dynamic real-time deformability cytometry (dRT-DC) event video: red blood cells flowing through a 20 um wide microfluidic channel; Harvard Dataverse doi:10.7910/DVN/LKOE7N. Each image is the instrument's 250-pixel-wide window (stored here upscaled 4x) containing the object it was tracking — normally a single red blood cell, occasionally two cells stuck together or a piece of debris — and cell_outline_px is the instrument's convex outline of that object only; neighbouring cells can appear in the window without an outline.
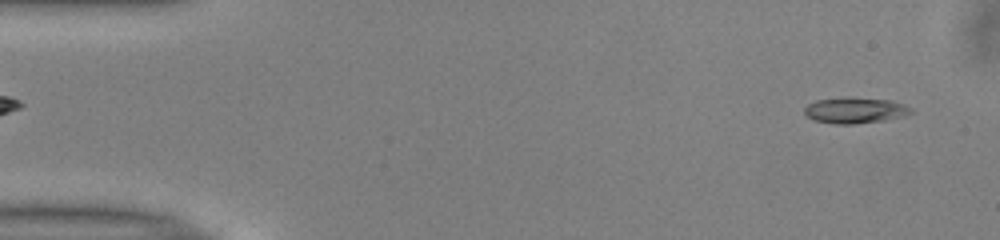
{"species": "common noctule bat (a hibernating species)", "species_latin": "Nyctalus noctula", "temperature_condition": "warm", "stored_images_in_passage": 50, "camera_frame_rate_fps": 3000, "um_per_image_px": 0.085, "animal": {"sex": "male", "body_mass_g": 13.0, "forearm_length_mm": 53.1}, "frame": {"image": 1, "passage_image": 2, "time_ms": 0.333, "image_size_px": [1000, 240], "cell_outline_px": [[912, 112], [904, 116], [884, 120], [852, 124], [836, 124], [812, 120], [804, 112], [804, 108], [808, 104], [816, 100], [844, 96], [852, 96], [892, 100], [904, 104], [912, 108]], "centroid_in_image_um": [72.67, 9.35], "position_along_channel_um": 12.3, "area_um2": 16.42}}
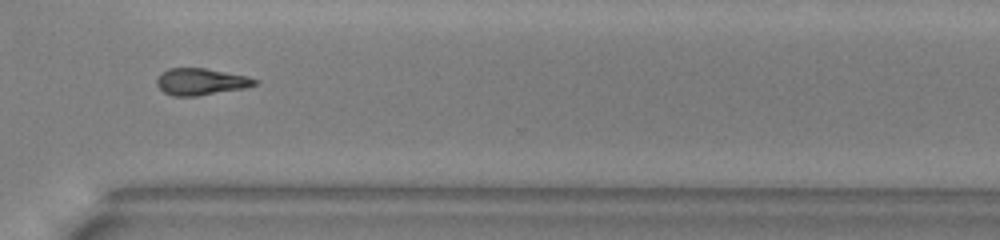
{"frame": {"image": 2, "passage_image": 36, "time_ms": 11.667, "image_size_px": [1000, 240], "cell_outline_px": [[260, 80], [256, 84], [244, 88], [196, 96], [172, 96], [164, 92], [156, 84], [156, 80], [168, 68], [204, 68], [248, 76]], "centroid_in_image_um": [17.09, 6.94], "position_along_channel_um": 353.5, "area_um2": 15.14}}
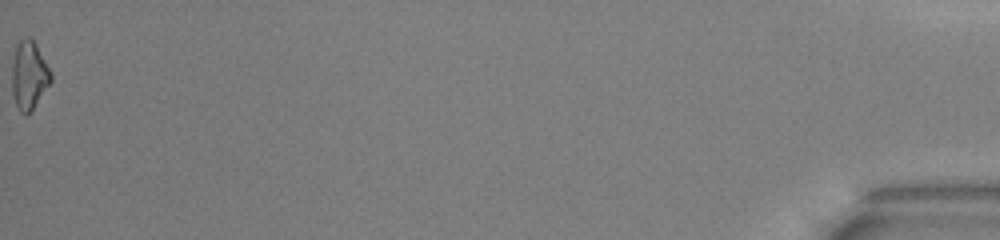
{"frame": {"image": 3, "passage_image": 50, "time_ms": 16.333, "image_size_px": [1000, 240], "cell_outline_px": [[52, 80], [32, 108], [28, 112], [20, 112], [16, 104], [12, 92], [12, 60], [16, 44], [20, 40], [28, 36], [36, 44], [52, 72]], "centroid_in_image_um": [2.46, 6.33], "position_along_channel_um": 432.7, "area_um2": 15.26}, "authors_computed_cell_mechanics": {"area_um2": 15.3459, "velocity_mm_per_s": 4.037, "shape_relaxation_time_tau1_ms": 2.9894, "shape_relaxation_time_tau2_ms": null, "deformation_change_tau1": 0.1504, "deformation_change_tau2": null}}